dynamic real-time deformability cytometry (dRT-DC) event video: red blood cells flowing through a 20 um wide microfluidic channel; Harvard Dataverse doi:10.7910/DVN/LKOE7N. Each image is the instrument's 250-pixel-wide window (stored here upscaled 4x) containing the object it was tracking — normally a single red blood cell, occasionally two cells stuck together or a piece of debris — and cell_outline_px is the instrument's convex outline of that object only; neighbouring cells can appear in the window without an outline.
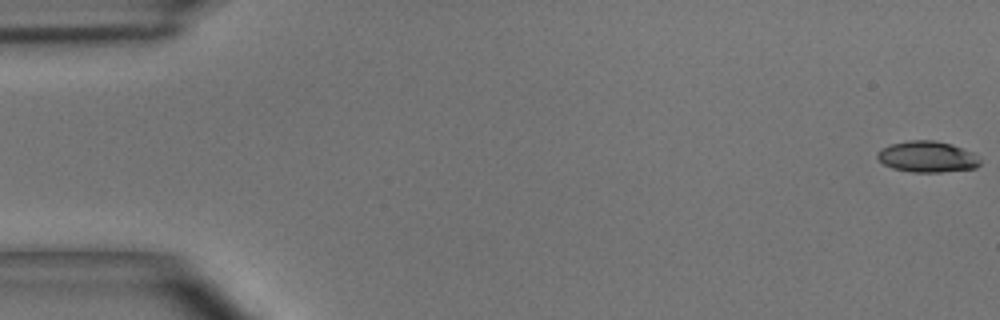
{"species": "common noctule bat (a hibernating species)", "species_latin": "Nyctalus noctula", "temperature_condition": "room temperature", "stored_images_in_passage": 49, "camera_frame_rate_fps": 3000, "um_per_image_px": 0.085, "animal": {"sex": "male", "body_mass_g": 15.6}, "frame": {"image": 1, "passage_image": 1, "time_ms": 0.0, "image_size_px": [1000, 320], "cell_outline_px": [[980, 164], [976, 168], [940, 172], [912, 172], [892, 168], [884, 164], [876, 156], [876, 152], [880, 148], [892, 144], [908, 140], [936, 140], [952, 144], [972, 152], [980, 160]], "centroid_in_image_um": [78.8, 13.31], "position_along_channel_um": 6.2, "area_um2": 18.67}}
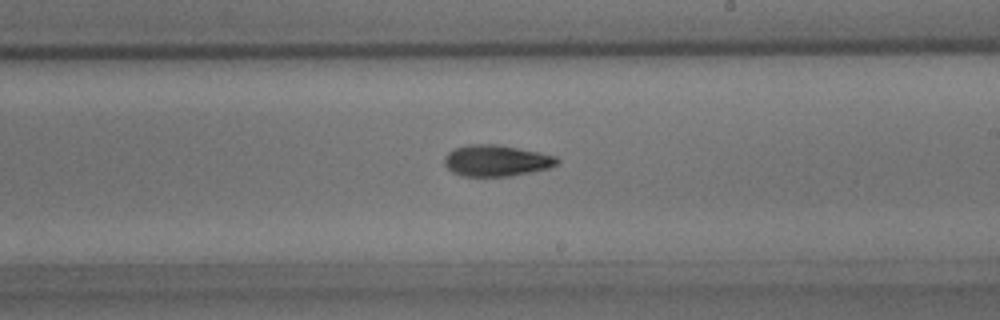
{"frame": {"image": 2, "passage_image": 29, "time_ms": 9.333, "image_size_px": [1000, 320], "cell_outline_px": [[560, 164], [548, 168], [512, 176], [464, 176], [452, 172], [444, 164], [444, 156], [448, 152], [456, 148], [468, 144], [496, 144], [556, 156], [560, 160]], "centroid_in_image_um": [42.18, 13.66], "position_along_channel_um": 246.8, "area_um2": 20.46}}
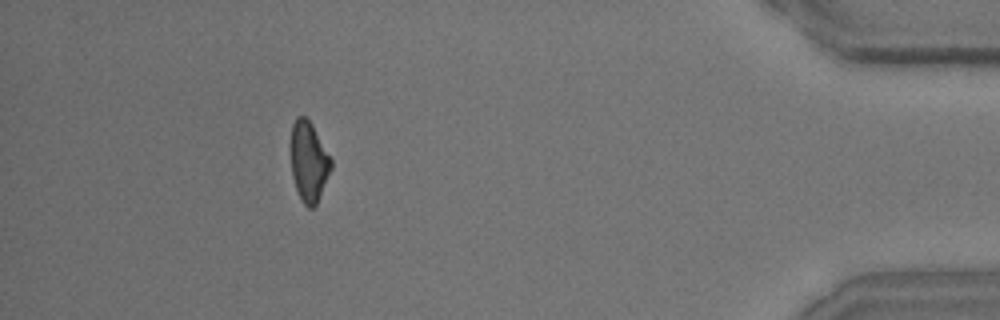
{"frame": {"image": 3, "passage_image": 45, "time_ms": 14.667, "image_size_px": [1000, 320], "cell_outline_px": [[332, 168], [316, 204], [312, 208], [308, 208], [304, 204], [296, 188], [292, 176], [288, 148], [288, 144], [292, 124], [296, 116], [304, 116], [312, 124], [332, 160]], "centroid_in_image_um": [26.19, 13.68], "position_along_channel_um": 409.0, "area_um2": 19.19}, "authors_computed_cell_mechanics": {"area_um2": 19.5364, "velocity_mm_per_s": 4.0695, "shape_relaxation_time_tau1_ms": 3.0199, "shape_relaxation_time_tau2_ms": 7.2633, "deformation_change_tau1": 0.1356, "deformation_change_tau2": 0.1822}}